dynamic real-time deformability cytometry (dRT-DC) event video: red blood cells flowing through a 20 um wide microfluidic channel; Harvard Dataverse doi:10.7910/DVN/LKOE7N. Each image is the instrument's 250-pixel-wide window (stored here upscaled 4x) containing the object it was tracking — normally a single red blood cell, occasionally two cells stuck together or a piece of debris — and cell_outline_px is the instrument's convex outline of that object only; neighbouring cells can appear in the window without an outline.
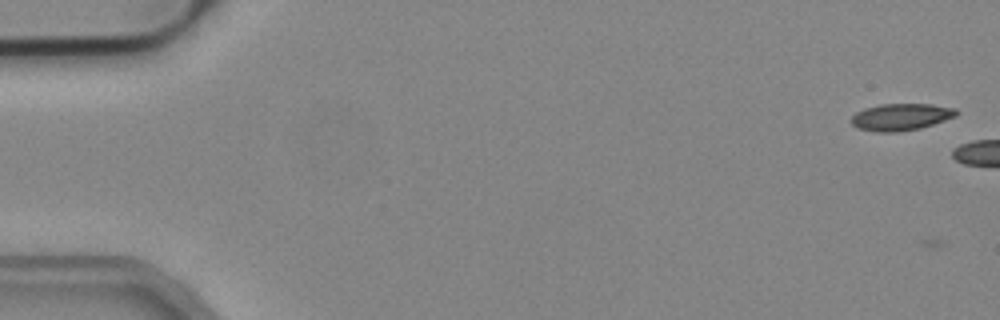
{"species": "common noctule bat (a hibernating species)", "species_latin": "Nyctalus noctula", "temperature_condition": "cold", "stored_images_in_passage": 3, "camera_frame_rate_fps": 3000, "um_per_image_px": 0.085, "animal": {"sex": "male", "body_mass_g": 19.2, "forearm_length_mm": 51.8}, "frame": {"image": 1, "passage_image": 2, "time_ms": 0.333, "image_size_px": [1000, 320], "cell_outline_px": [[960, 112], [956, 116], [920, 128], [896, 132], [876, 132], [856, 128], [852, 124], [852, 116], [856, 112], [864, 108], [880, 104], [932, 104], [956, 108]], "centroid_in_image_um": [76.58, 9.93], "position_along_channel_um": 8.4, "area_um2": 16.53}}